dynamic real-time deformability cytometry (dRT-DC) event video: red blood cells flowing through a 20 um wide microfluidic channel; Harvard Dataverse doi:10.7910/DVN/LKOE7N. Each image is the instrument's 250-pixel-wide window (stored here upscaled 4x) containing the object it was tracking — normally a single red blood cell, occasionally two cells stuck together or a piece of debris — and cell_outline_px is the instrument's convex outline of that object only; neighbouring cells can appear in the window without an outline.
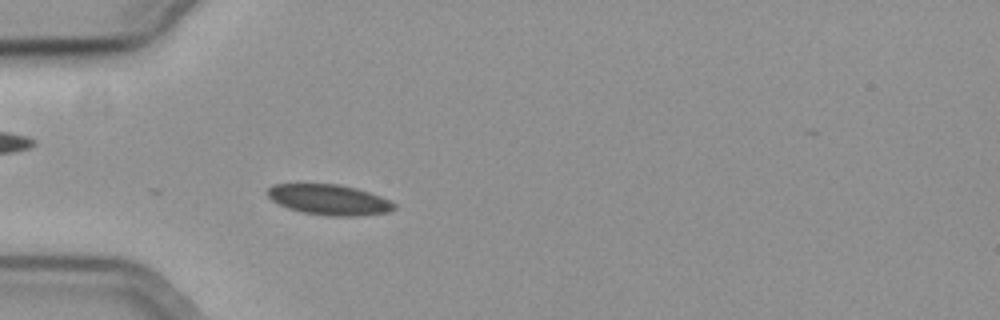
{"species": "common noctule bat (a hibernating species)", "species_latin": "Nyctalus noctula", "temperature_condition": "cold", "stored_images_in_passage": 12, "camera_frame_rate_fps": 3000, "um_per_image_px": 0.085, "animal": {"sex": "female", "body_mass_g": 19.3, "forearm_length_mm": 54.1}, "frame": {"image": 1, "passage_image": 1, "time_ms": 0.0, "image_size_px": [1000, 320], "cell_outline_px": [[396, 208], [388, 212], [356, 216], [328, 216], [304, 212], [288, 208], [272, 200], [268, 196], [268, 188], [272, 184], [336, 184], [356, 188], [380, 196], [396, 204]], "centroid_in_image_um": [27.98, 16.97], "position_along_channel_um": 57.0, "area_um2": 22.25}}
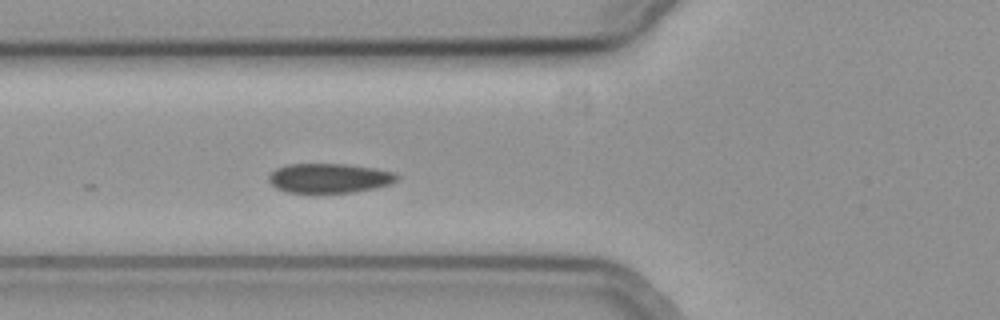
{"frame": {"image": 2, "passage_image": 5, "time_ms": 1.333, "image_size_px": [1000, 320], "cell_outline_px": [[400, 176], [392, 184], [376, 188], [352, 192], [288, 192], [276, 188], [268, 180], [268, 176], [276, 168], [288, 164], [344, 164], [376, 168], [396, 172]], "centroid_in_image_um": [28.03, 15.13], "position_along_channel_um": 97.8, "area_um2": 22.08}}
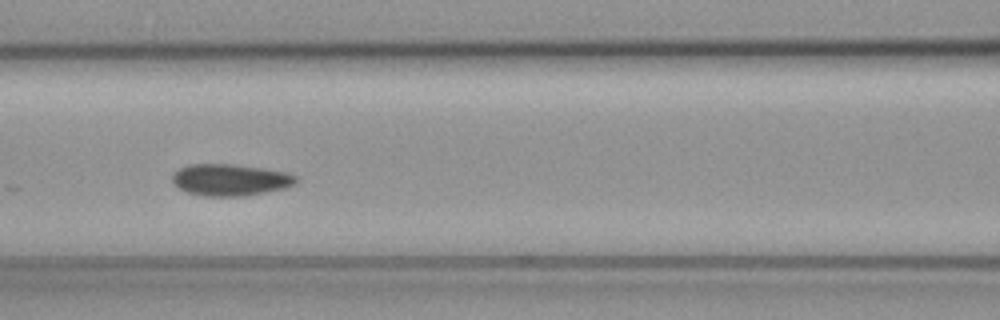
{"frame": {"image": 3, "passage_image": 9, "time_ms": 2.667, "image_size_px": [1000, 320], "cell_outline_px": [[300, 180], [296, 184], [284, 188], [244, 196], [204, 196], [188, 192], [180, 188], [172, 180], [172, 176], [180, 168], [188, 164], [232, 164], [288, 172], [296, 176]], "centroid_in_image_um": [19.61, 15.28], "position_along_channel_um": 147.0, "area_um2": 22.72}}